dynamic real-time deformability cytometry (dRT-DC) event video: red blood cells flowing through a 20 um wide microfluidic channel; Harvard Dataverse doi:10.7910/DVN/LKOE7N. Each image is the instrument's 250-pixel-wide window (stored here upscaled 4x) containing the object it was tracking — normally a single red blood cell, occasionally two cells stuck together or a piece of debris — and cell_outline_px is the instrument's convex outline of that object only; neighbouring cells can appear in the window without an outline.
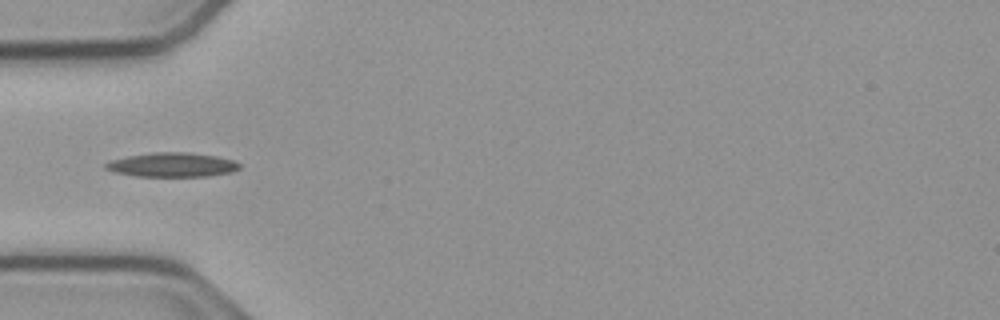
{"species": "common noctule bat (a hibernating species)", "species_latin": "Nyctalus noctula", "temperature_condition": "cold", "stored_images_in_passage": 38, "camera_frame_rate_fps": 3000, "um_per_image_px": 0.085, "animal": {"sex": "male", "body_mass_g": 23.1, "forearm_length_mm": 52.7}, "frame": {"image": 1, "passage_image": 1, "time_ms": 0.0, "image_size_px": [1000, 320], "cell_outline_px": [[240, 168], [232, 172], [208, 176], [136, 176], [116, 172], [104, 168], [104, 164], [112, 160], [128, 156], [152, 152], [184, 152], [216, 156], [232, 160], [240, 164]], "centroid_in_image_um": [14.64, 14.01], "position_along_channel_um": 70.4, "area_um2": 18.73}}
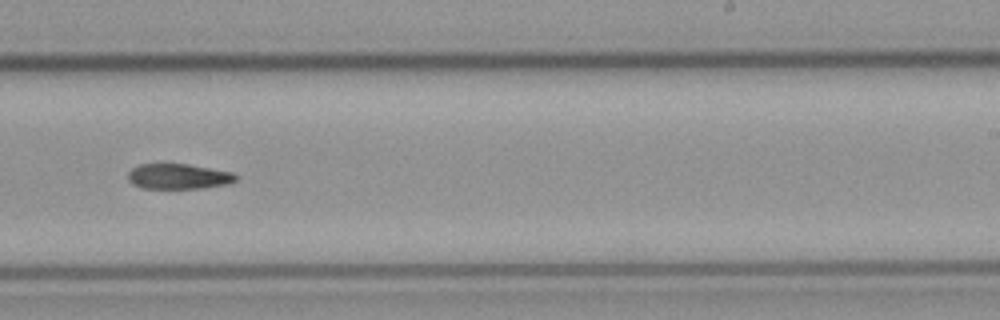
{"frame": {"image": 2, "passage_image": 17, "time_ms": 5.333, "image_size_px": [1000, 320], "cell_outline_px": [[236, 180], [232, 184], [204, 188], [144, 188], [132, 184], [128, 180], [128, 172], [132, 168], [140, 164], [188, 164], [232, 172], [236, 176]], "centroid_in_image_um": [15.18, 15.0], "position_along_channel_um": 273.8, "area_um2": 15.95}}
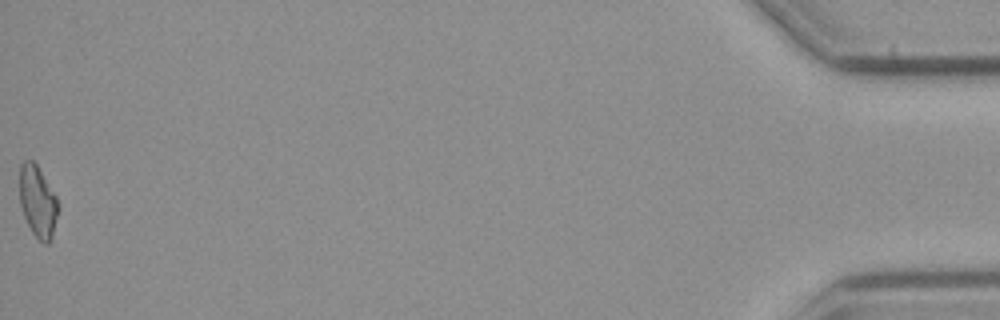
{"frame": {"image": 3, "passage_image": 38, "time_ms": 12.333, "image_size_px": [1000, 320], "cell_outline_px": [[60, 208], [52, 240], [48, 244], [44, 244], [32, 232], [24, 216], [20, 204], [20, 164], [24, 160], [32, 160], [36, 164], [56, 196]], "centroid_in_image_um": [3.23, 17.16], "position_along_channel_um": 432.0, "area_um2": 16.18}}